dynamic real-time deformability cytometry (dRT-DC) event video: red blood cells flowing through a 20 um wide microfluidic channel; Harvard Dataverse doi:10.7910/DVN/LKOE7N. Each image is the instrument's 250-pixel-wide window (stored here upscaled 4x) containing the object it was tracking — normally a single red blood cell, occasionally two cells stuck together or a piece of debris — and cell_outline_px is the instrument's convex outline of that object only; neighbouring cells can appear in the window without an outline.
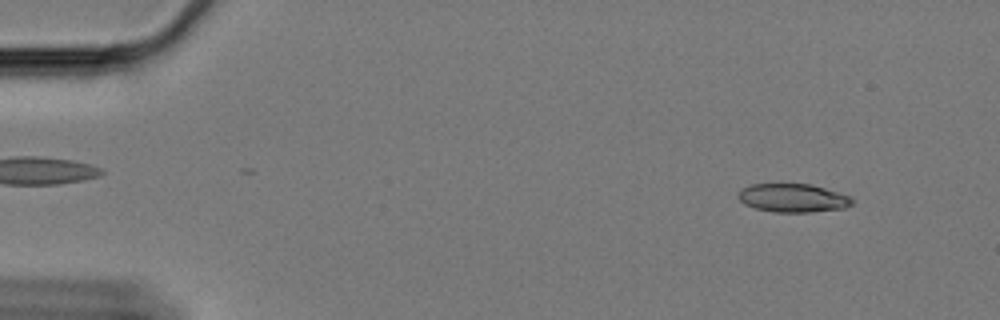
{"species": "Egyptian fruit bat (a non-hibernating species)", "species_latin": "Rousettus aegyptiacus", "temperature_condition": "cold", "stored_images_in_passage": 18, "camera_frame_rate_fps": 3000, "um_per_image_px": 0.085, "animal": {"sex": "female"}, "frame": {"image": 1, "passage_image": 4, "time_ms": 1.0, "image_size_px": [1000, 320], "cell_outline_px": [[852, 204], [844, 208], [812, 212], [772, 212], [756, 208], [744, 204], [736, 196], [740, 188], [752, 184], [812, 184], [852, 196]], "centroid_in_image_um": [67.38, 16.82], "position_along_channel_um": 17.6, "area_um2": 19.07}}
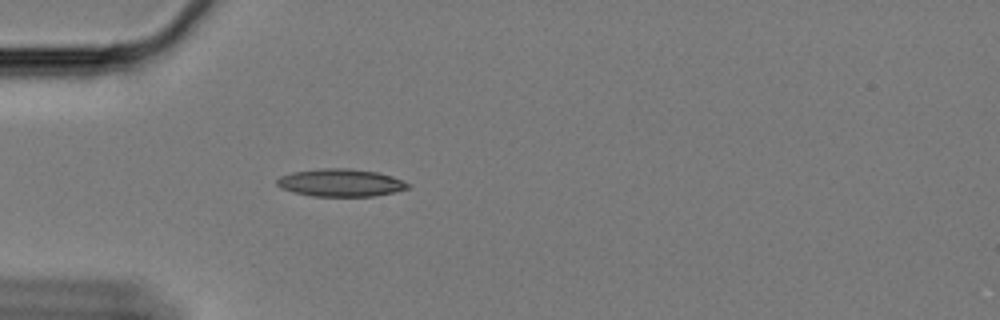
{"frame": {"image": 2, "passage_image": 16, "time_ms": 5.0, "image_size_px": [1000, 320], "cell_outline_px": [[408, 188], [396, 192], [372, 196], [312, 196], [292, 192], [280, 188], [276, 184], [276, 180], [280, 176], [292, 172], [320, 168], [348, 168], [380, 172], [392, 176], [408, 184]], "centroid_in_image_um": [28.91, 15.53], "position_along_channel_um": 56.1, "area_um2": 21.15}}